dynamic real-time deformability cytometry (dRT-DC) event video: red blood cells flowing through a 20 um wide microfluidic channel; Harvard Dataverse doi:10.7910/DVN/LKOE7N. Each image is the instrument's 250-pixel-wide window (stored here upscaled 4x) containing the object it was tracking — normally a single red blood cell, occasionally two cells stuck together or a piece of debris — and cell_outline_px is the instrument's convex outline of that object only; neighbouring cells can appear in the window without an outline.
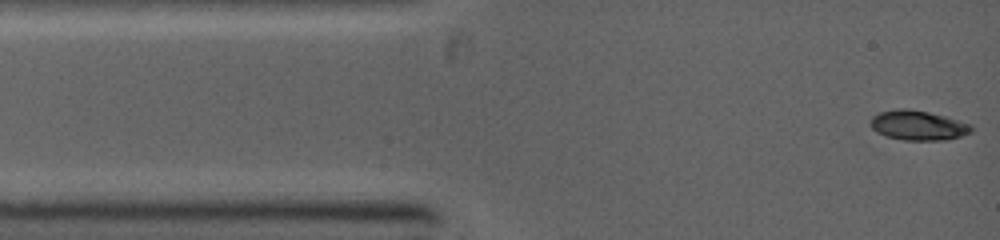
{"species": "common noctule bat (a hibernating species)", "species_latin": "Nyctalus noctula", "temperature_condition": "warm", "stored_images_in_passage": 3, "camera_frame_rate_fps": 5000, "um_per_image_px": 0.085, "animal": {"sex": "female", "body_mass_g": 19.0, "forearm_length_mm": 53.3}, "frame": {"image": 1, "passage_image": 1, "time_ms": 0.0, "image_size_px": [1000, 240], "cell_outline_px": [[972, 132], [948, 140], [904, 140], [888, 136], [876, 132], [868, 124], [872, 116], [880, 112], [896, 108], [908, 108], [928, 112], [944, 116], [968, 124], [972, 128]], "centroid_in_image_um": [77.98, 10.65], "position_along_channel_um": 7.0, "area_um2": 17.4}}
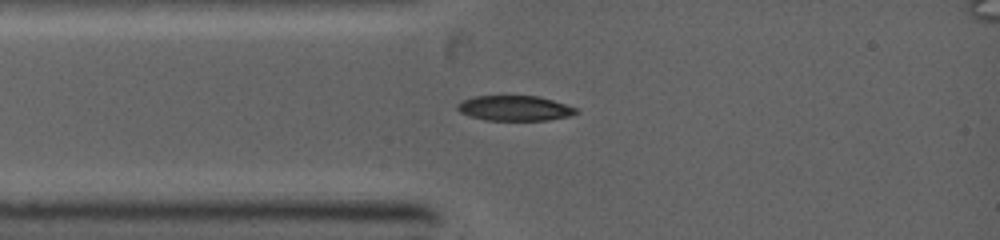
{"frame": {"image": 2, "passage_image": 3, "time_ms": 2.0, "image_size_px": [1000, 240], "cell_outline_px": [[576, 112], [568, 116], [548, 120], [484, 120], [460, 112], [456, 108], [456, 104], [464, 100], [476, 96], [536, 96], [552, 100], [576, 108]], "centroid_in_image_um": [43.7, 9.2], "position_along_channel_um": 41.3, "area_um2": 17.05}}